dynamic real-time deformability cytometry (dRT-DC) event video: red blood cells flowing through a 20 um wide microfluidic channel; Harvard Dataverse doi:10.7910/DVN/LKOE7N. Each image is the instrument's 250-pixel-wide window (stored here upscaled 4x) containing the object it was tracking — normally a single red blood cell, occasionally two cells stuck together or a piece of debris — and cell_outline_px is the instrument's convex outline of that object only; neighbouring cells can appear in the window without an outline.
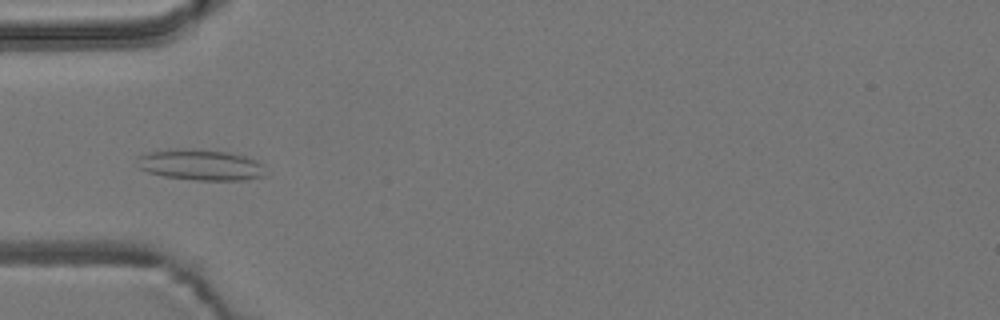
{"species": "common noctule bat (a hibernating species)", "species_latin": "Nyctalus noctula", "temperature_condition": "room temperature", "stored_images_in_passage": 9, "camera_frame_rate_fps": 3000, "um_per_image_px": 0.085, "animal": {"sex": "male", "body_mass_g": 19.2, "forearm_length_mm": 51.8}, "frame": {"image": 1, "passage_image": 6, "time_ms": 1.667, "image_size_px": [1000, 320], "cell_outline_px": [[264, 176], [244, 180], [196, 180], [164, 176], [148, 172], [140, 168], [136, 156], [148, 152], [168, 148], [192, 148], [228, 152], [244, 156], [256, 160], [260, 164]], "centroid_in_image_um": [16.98, 13.99], "position_along_channel_um": 68.0, "area_um2": 23.12}}
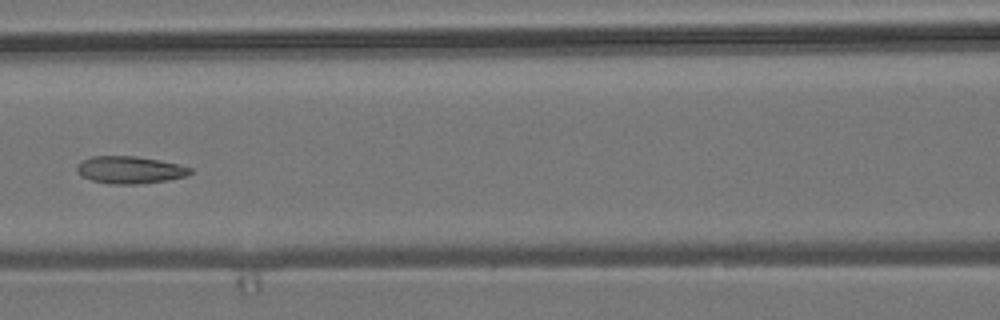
{"frame": {"image": 2, "passage_image": 8, "time_ms": 2.333, "image_size_px": [1000, 320], "cell_outline_px": [[192, 172], [188, 176], [168, 180], [136, 184], [112, 184], [92, 180], [80, 176], [76, 172], [76, 168], [84, 160], [92, 156], [136, 156], [160, 160], [180, 164], [192, 168]], "centroid_in_image_um": [11.07, 14.44], "position_along_channel_um": 155.5, "area_um2": 18.09}}
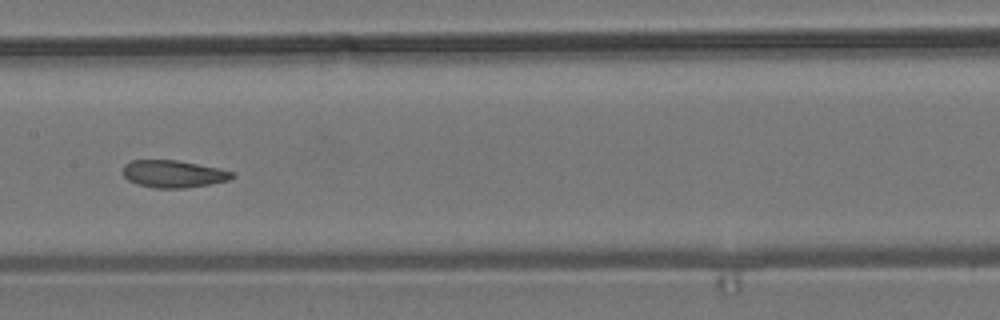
{"frame": {"image": 3, "passage_image": 9, "time_ms": 2.667, "image_size_px": [1000, 320], "cell_outline_px": [[236, 176], [228, 180], [208, 184], [184, 188], [156, 188], [136, 184], [128, 180], [120, 172], [124, 164], [132, 160], [176, 160], [216, 168], [232, 172]], "centroid_in_image_um": [14.65, 14.78], "position_along_channel_um": 192.7, "area_um2": 17.28}}